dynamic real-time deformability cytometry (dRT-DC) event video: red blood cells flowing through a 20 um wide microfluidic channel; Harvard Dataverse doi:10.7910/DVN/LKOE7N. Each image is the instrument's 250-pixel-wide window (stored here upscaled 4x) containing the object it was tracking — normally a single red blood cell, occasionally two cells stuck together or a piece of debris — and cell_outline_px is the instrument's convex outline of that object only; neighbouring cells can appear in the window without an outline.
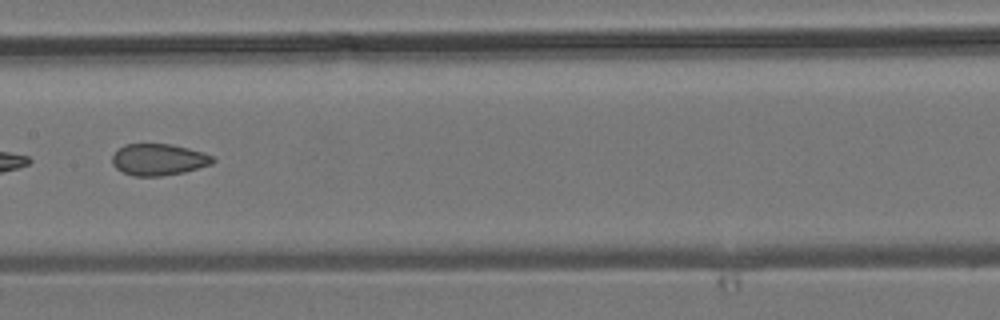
{"species": "common noctule bat (a hibernating species)", "species_latin": "Nyctalus noctula", "temperature_condition": "room temperature", "stored_images_in_passage": 7, "camera_frame_rate_fps": 3000, "um_per_image_px": 0.085, "animal": {"sex": "male", "body_mass_g": 19.2, "forearm_length_mm": 51.8}, "frame": {"image": 1, "passage_image": 7, "time_ms": 7.0, "image_size_px": [1000, 320], "cell_outline_px": [[216, 160], [212, 164], [184, 172], [160, 176], [132, 176], [116, 168], [112, 164], [112, 156], [124, 144], [172, 144], [204, 152], [212, 156]], "centroid_in_image_um": [13.49, 13.56], "position_along_channel_um": 193.9, "area_um2": 18.5}}